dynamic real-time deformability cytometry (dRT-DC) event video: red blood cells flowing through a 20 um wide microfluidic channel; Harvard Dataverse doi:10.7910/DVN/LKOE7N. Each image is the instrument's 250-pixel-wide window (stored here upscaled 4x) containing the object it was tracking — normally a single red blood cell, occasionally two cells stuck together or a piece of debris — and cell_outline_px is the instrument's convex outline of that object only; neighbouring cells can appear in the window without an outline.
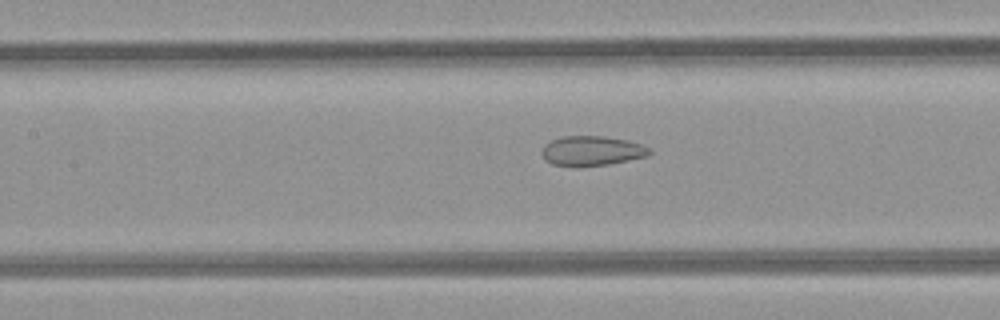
{"species": "common noctule bat (a hibernating species)", "species_latin": "Nyctalus noctula", "temperature_condition": "room temperature", "stored_images_in_passage": 38, "camera_frame_rate_fps": 3000, "um_per_image_px": 0.085, "animal": {"sex": "female", "body_mass_g": 21.9}, "frame": {"image": 1, "passage_image": 11, "time_ms": 3.333, "image_size_px": [1000, 320], "cell_outline_px": [[652, 152], [648, 156], [608, 164], [576, 168], [552, 164], [544, 160], [540, 152], [544, 144], [552, 140], [564, 136], [604, 136], [628, 140], [652, 148]], "centroid_in_image_um": [50.28, 12.84], "position_along_channel_um": 157.1, "area_um2": 19.07}}
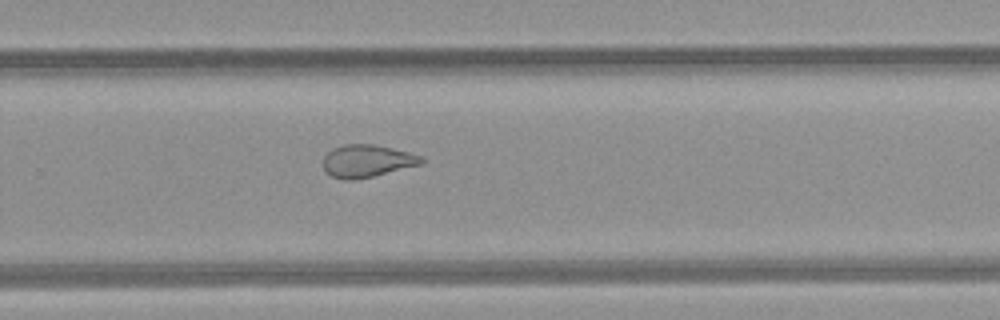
{"frame": {"image": 2, "passage_image": 21, "time_ms": 6.667, "image_size_px": [1000, 320], "cell_outline_px": [[424, 160], [420, 164], [372, 176], [352, 180], [344, 180], [332, 176], [324, 172], [324, 156], [332, 148], [344, 144], [372, 144], [392, 148], [424, 156]], "centroid_in_image_um": [31.16, 13.67], "position_along_channel_um": 298.6, "area_um2": 18.44}}
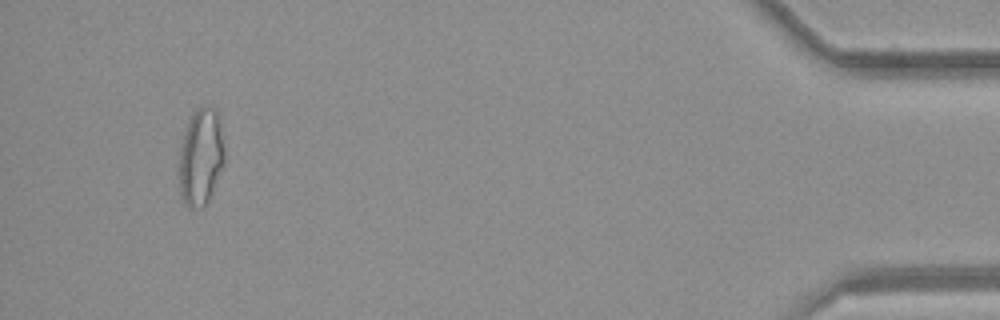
{"frame": {"image": 3, "passage_image": 35, "time_ms": 11.333, "image_size_px": [1000, 320], "cell_outline_px": [[224, 160], [208, 200], [200, 208], [188, 208], [180, 192], [180, 148], [184, 132], [188, 120], [192, 112], [196, 108], [204, 104], [212, 108], [216, 112], [224, 148]], "centroid_in_image_um": [17.04, 13.3], "position_along_channel_um": 418.2, "area_um2": 25.03}, "authors_computed_cell_mechanics": {"area_um2": 21.1259, "velocity_mm_per_s": 4.251, "shape_relaxation_time_tau1_ms": null, "shape_relaxation_time_tau2_ms": 1.7292, "deformation_change_tau1": null, "deformation_change_tau2": 0.0879}}